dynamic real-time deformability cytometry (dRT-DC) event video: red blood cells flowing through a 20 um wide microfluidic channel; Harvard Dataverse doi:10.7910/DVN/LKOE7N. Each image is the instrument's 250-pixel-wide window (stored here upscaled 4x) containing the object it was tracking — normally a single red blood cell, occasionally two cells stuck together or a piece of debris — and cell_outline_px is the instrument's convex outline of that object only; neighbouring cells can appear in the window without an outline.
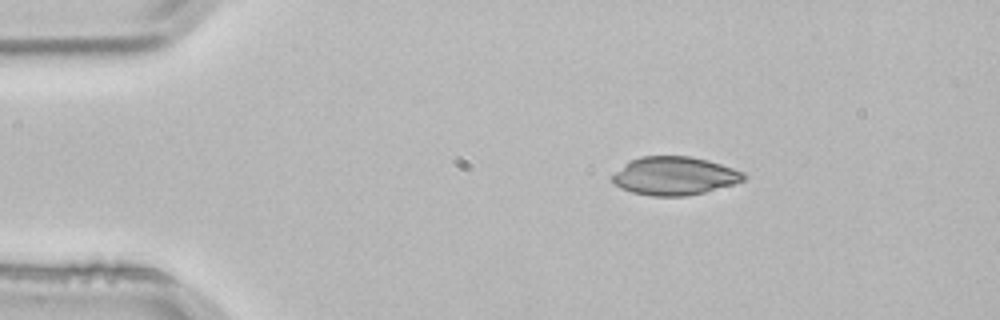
{"species": "common noctule bat (a hibernating species)", "species_latin": "Nyctalus noctula", "temperature_condition": "room temperature", "stored_images_in_passage": 2, "camera_frame_rate_fps": 3000, "um_per_image_px": 0.085, "animal": {"sex": "male", "body_mass_g": 21.5, "forearm_length_mm": 52.0}, "frame": {"image": 1, "passage_image": 1, "time_ms": 0.0, "image_size_px": [1000, 320], "cell_outline_px": [[748, 176], [744, 180], [732, 184], [704, 192], [684, 196], [652, 196], [632, 192], [620, 188], [612, 180], [612, 176], [628, 160], [640, 156], [692, 156], [708, 160], [744, 172]], "centroid_in_image_um": [57.32, 14.94], "position_along_channel_um": 27.7, "area_um2": 29.25}}